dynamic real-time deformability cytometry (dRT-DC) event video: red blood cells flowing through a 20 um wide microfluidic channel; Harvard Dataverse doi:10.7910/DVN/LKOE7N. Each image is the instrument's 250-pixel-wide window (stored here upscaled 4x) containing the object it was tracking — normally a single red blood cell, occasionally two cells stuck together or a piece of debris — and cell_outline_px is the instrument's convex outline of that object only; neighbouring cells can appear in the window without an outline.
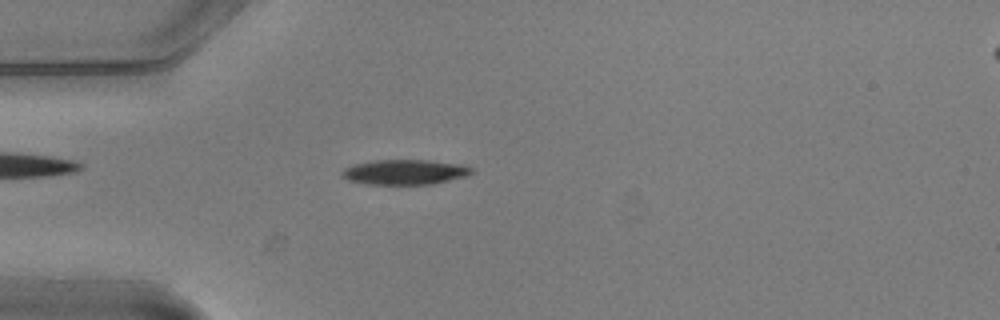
{"species": "common noctule bat (a hibernating species)", "species_latin": "Nyctalus noctula", "temperature_condition": "warm", "stored_images_in_passage": 4, "camera_frame_rate_fps": 3000, "um_per_image_px": 0.085, "animal": {"sex": "male", "body_mass_g": 20.5, "forearm_length_mm": 52.5}, "frame": {"image": 1, "passage_image": 3, "time_ms": 0.667, "image_size_px": [1000, 320], "cell_outline_px": [[476, 172], [468, 176], [432, 184], [368, 184], [348, 180], [340, 176], [340, 172], [344, 168], [352, 164], [372, 160], [428, 160], [464, 164], [472, 168]], "centroid_in_image_um": [34.42, 14.62], "position_along_channel_um": 50.6, "area_um2": 19.25}}